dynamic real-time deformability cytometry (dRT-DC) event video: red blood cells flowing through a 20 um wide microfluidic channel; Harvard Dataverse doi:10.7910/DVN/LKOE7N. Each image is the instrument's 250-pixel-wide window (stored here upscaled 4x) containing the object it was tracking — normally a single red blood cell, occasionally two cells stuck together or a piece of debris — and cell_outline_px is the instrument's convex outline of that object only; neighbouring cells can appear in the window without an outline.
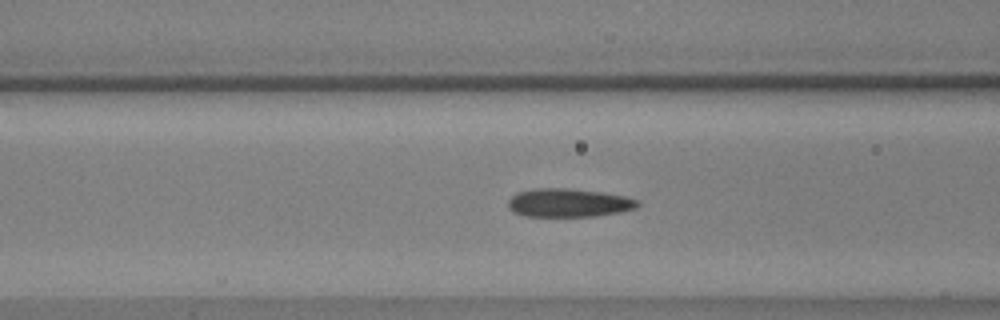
{"species": "common noctule bat (a hibernating species)", "species_latin": "Nyctalus noctula", "temperature_condition": "warm", "stored_images_in_passage": 45, "camera_frame_rate_fps": 3000, "um_per_image_px": 0.085, "animal": {"sex": "male", "body_mass_g": 17.9, "forearm_length_mm": 54.2}, "frame": {"image": 1, "passage_image": 11, "time_ms": 3.333, "image_size_px": [1000, 320], "cell_outline_px": [[640, 204], [636, 208], [620, 212], [596, 216], [524, 216], [508, 208], [508, 200], [516, 192], [532, 188], [568, 188], [604, 192], [624, 196], [640, 200]], "centroid_in_image_um": [48.35, 17.22], "position_along_channel_um": 118.3, "area_um2": 21.68}}
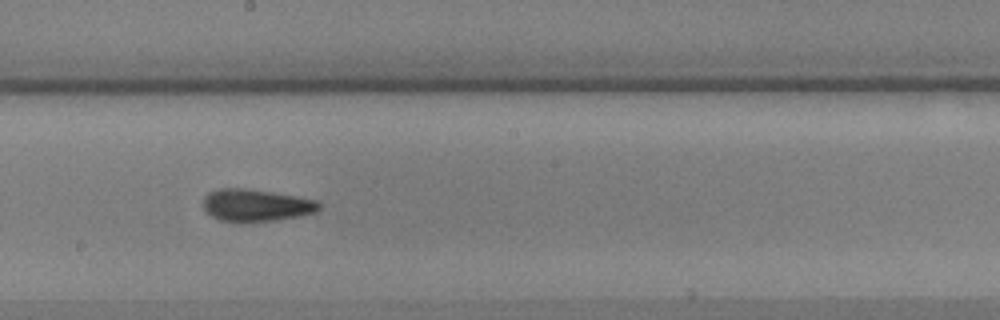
{"frame": {"image": 2, "passage_image": 20, "time_ms": 6.333, "image_size_px": [1000, 320], "cell_outline_px": [[320, 208], [316, 212], [276, 220], [248, 224], [220, 220], [212, 216], [204, 208], [204, 196], [208, 192], [220, 188], [244, 188], [272, 192], [296, 196], [316, 200], [320, 204]], "centroid_in_image_um": [21.74, 17.46], "position_along_channel_um": 226.5, "area_um2": 21.96}}
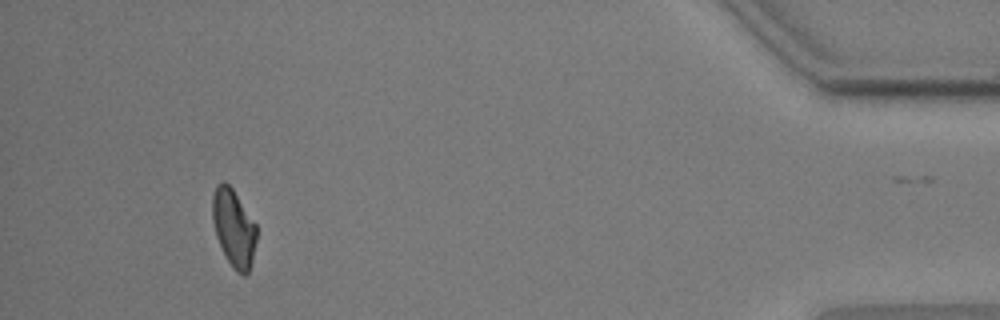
{"frame": {"image": 3, "passage_image": 41, "time_ms": 13.333, "image_size_px": [1000, 320], "cell_outline_px": [[256, 240], [252, 260], [248, 272], [244, 276], [236, 272], [228, 260], [216, 236], [212, 220], [212, 196], [216, 184], [224, 180], [232, 188], [256, 224]], "centroid_in_image_um": [19.85, 19.35], "position_along_channel_um": 415.4, "area_um2": 19.77}, "authors_computed_cell_mechanics": {"area_um2": 20.9814, "velocity_mm_per_s": 3.6002, "shape_relaxation_time_tau1_ms": 4.8776, "shape_relaxation_time_tau2_ms": 1.861, "deformation_change_tau1": 0.1269, "deformation_change_tau2": 0.0644}}